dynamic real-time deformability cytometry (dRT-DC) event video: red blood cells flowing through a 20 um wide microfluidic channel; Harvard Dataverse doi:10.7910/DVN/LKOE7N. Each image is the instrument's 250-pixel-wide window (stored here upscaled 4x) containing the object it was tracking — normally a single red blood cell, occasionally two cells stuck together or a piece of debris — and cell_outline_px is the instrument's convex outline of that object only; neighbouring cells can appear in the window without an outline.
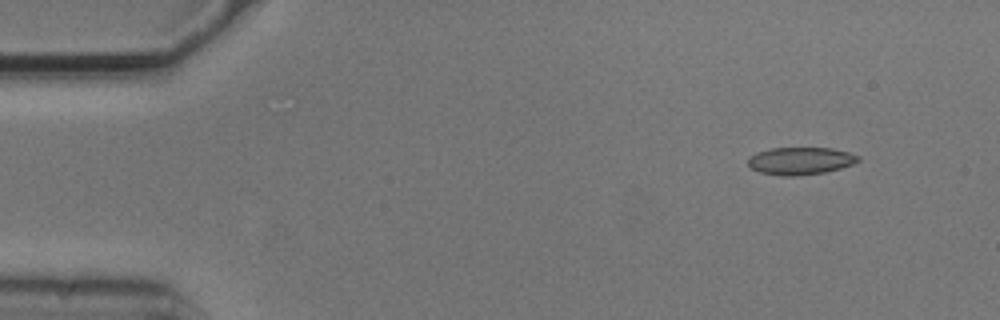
{"species": "common noctule bat (a hibernating species)", "species_latin": "Nyctalus noctula", "temperature_condition": "cold", "stored_images_in_passage": 4, "camera_frame_rate_fps": 3000, "um_per_image_px": 0.085, "animal": {"sex": "male", "body_mass_g": 20.5, "forearm_length_mm": 52.5}, "frame": {"image": 1, "passage_image": 1, "time_ms": 0.0, "image_size_px": [1000, 320], "cell_outline_px": [[860, 160], [852, 164], [840, 168], [824, 172], [792, 176], [784, 176], [760, 172], [752, 168], [748, 164], [748, 156], [756, 152], [772, 148], [832, 148], [848, 152], [860, 156]], "centroid_in_image_um": [68.02, 13.66], "position_along_channel_um": 17.0, "area_um2": 17.51}}
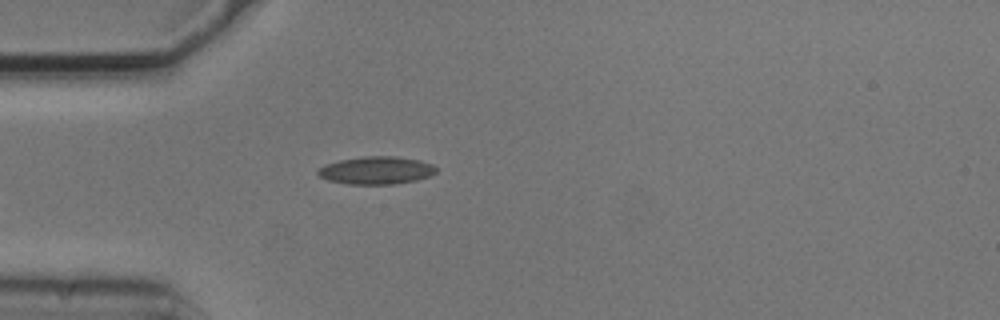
{"frame": {"image": 2, "passage_image": 4, "time_ms": 1.0, "image_size_px": [1000, 320], "cell_outline_px": [[436, 172], [432, 176], [416, 180], [396, 184], [348, 184], [328, 180], [320, 176], [316, 172], [324, 164], [340, 160], [364, 156], [396, 156], [420, 160], [432, 164], [436, 168]], "centroid_in_image_um": [32.01, 14.48], "position_along_channel_um": 53.0, "area_um2": 19.19}}